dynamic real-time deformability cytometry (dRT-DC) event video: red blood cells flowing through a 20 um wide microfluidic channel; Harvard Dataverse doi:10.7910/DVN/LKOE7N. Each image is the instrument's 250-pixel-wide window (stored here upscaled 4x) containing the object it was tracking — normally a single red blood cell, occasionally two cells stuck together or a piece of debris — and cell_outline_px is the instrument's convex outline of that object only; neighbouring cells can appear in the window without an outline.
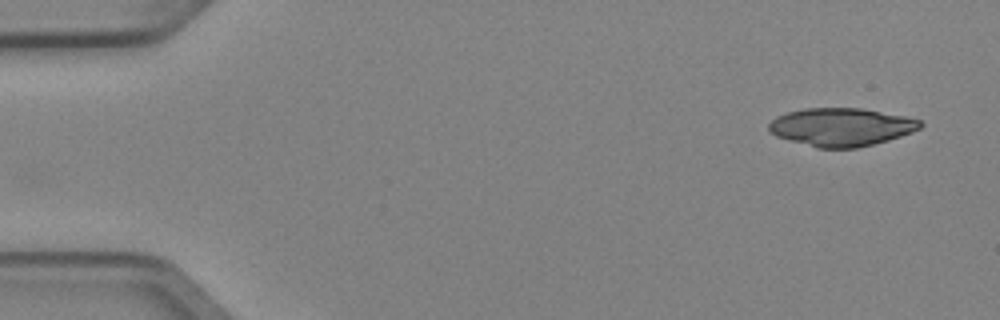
{"species": "Egyptian fruit bat (a non-hibernating species)", "species_latin": "Rousettus aegyptiacus", "temperature_condition": "cold", "stored_images_in_passage": 3, "camera_frame_rate_fps": 3000, "um_per_image_px": 0.085, "animal": {"sex": "female"}, "frame": {"image": 1, "passage_image": 1, "time_ms": 0.0, "image_size_px": [1000, 320], "cell_outline_px": [[924, 124], [920, 128], [912, 132], [888, 140], [856, 148], [816, 148], [788, 140], [776, 136], [768, 132], [768, 124], [776, 116], [788, 112], [804, 108], [860, 108], [904, 116], [920, 120]], "centroid_in_image_um": [71.47, 10.8], "position_along_channel_um": 13.5, "area_um2": 33.64}}